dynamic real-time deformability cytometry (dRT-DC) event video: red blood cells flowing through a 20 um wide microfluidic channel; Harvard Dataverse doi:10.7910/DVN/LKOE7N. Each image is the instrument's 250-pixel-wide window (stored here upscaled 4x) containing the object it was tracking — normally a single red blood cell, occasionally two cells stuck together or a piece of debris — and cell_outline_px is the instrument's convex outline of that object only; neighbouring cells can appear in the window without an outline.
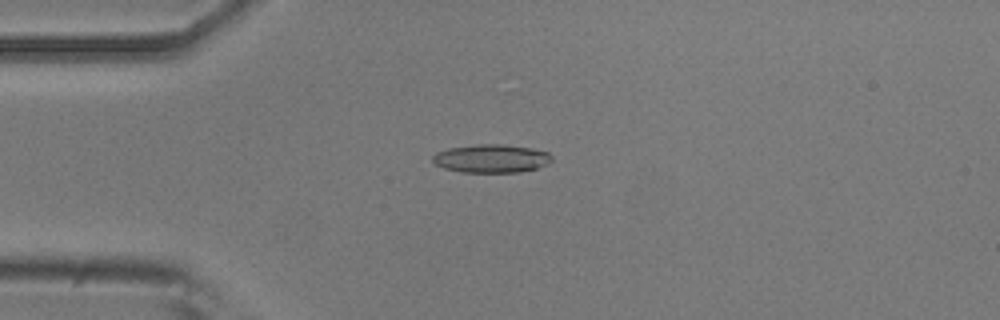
{"species": "common noctule bat (a hibernating species)", "species_latin": "Nyctalus noctula", "temperature_condition": "room temperature", "stored_images_in_passage": 40, "camera_frame_rate_fps": 3000, "um_per_image_px": 0.085, "animal": {"sex": "male", "body_mass_g": 20.5, "forearm_length_mm": 52.5}, "frame": {"image": 1, "passage_image": 1, "time_ms": 0.0, "image_size_px": [1000, 320], "cell_outline_px": [[552, 160], [548, 164], [536, 168], [520, 172], [464, 172], [444, 168], [436, 164], [432, 160], [432, 156], [436, 152], [448, 148], [476, 144], [500, 144], [532, 148], [548, 152], [552, 156]], "centroid_in_image_um": [41.77, 13.47], "position_along_channel_um": 43.2, "area_um2": 19.65}}
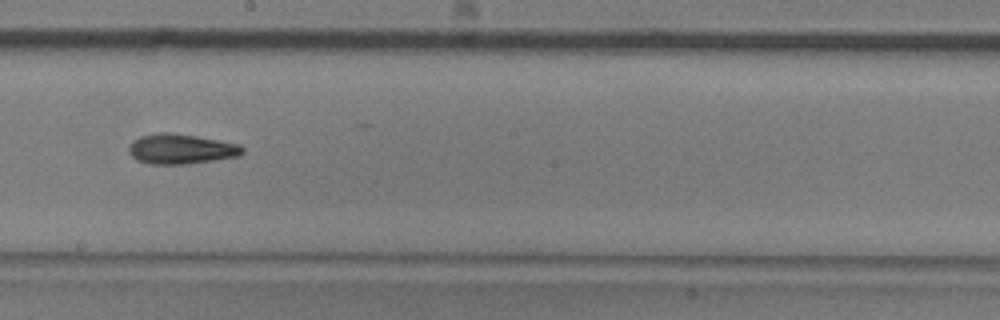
{"frame": {"image": 2, "passage_image": 17, "time_ms": 5.333, "image_size_px": [1000, 320], "cell_outline_px": [[244, 152], [240, 156], [188, 164], [148, 164], [136, 160], [128, 152], [128, 148], [132, 140], [140, 136], [160, 132], [168, 132], [196, 136], [240, 144], [244, 148]], "centroid_in_image_um": [15.37, 12.67], "position_along_channel_um": 232.8, "area_um2": 20.06}}
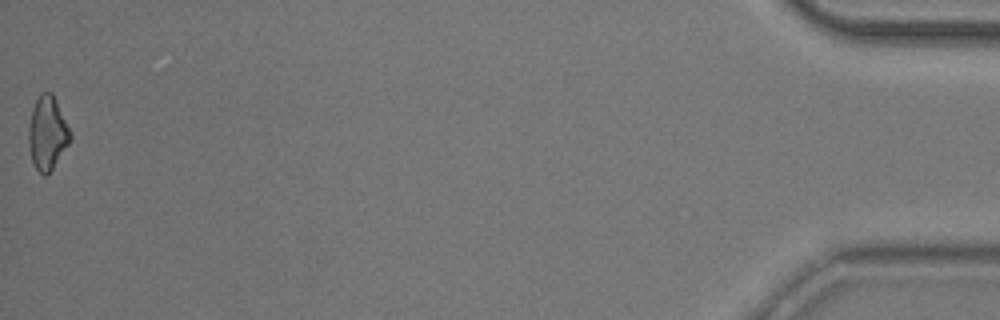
{"frame": {"image": 3, "passage_image": 40, "time_ms": 13.0, "image_size_px": [1000, 320], "cell_outline_px": [[72, 136], [68, 144], [52, 168], [44, 176], [32, 164], [28, 144], [28, 128], [32, 108], [40, 92], [52, 92], [72, 132]], "centroid_in_image_um": [4.02, 11.28], "position_along_channel_um": 431.2, "area_um2": 17.86}, "authors_computed_cell_mechanics": {"area_um2": 18.9006, "velocity_mm_per_s": 3.8968, "shape_relaxation_time_tau1_ms": 5.1576, "shape_relaxation_time_tau2_ms": 7.0172, "deformation_change_tau1": 0.143, "deformation_change_tau2": 0.183}}